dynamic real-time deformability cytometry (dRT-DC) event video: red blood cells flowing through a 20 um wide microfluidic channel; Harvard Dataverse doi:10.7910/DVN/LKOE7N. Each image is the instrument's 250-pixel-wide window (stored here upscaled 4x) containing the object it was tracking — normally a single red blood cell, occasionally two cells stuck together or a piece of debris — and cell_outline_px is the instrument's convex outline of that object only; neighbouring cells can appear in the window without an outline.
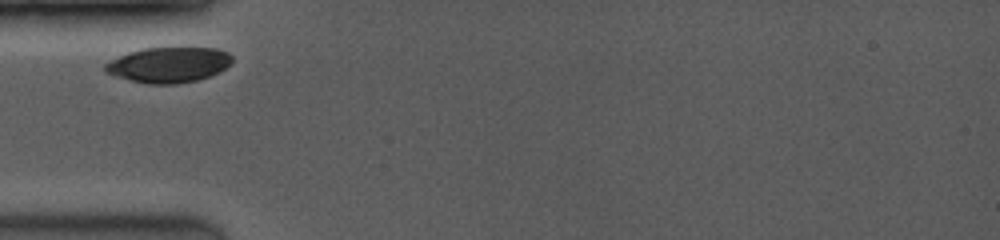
{"species": "common noctule bat (a hibernating species)", "species_latin": "Nyctalus noctula", "temperature_condition": "room temperature", "stored_images_in_passage": 22, "camera_frame_rate_fps": 3500, "um_per_image_px": 0.085, "animal": {"sex": "female", "body_mass_g": 19.0, "forearm_length_mm": 53.3}, "frame": {"image": 1, "passage_image": 1, "time_ms": 0.0, "image_size_px": [1000, 240], "cell_outline_px": [[232, 64], [220, 72], [196, 80], [176, 84], [148, 84], [128, 80], [116, 76], [108, 72], [104, 68], [104, 64], [128, 52], [144, 48], [216, 48], [228, 52], [232, 56]], "centroid_in_image_um": [14.37, 5.51], "position_along_channel_um": 70.6, "area_um2": 26.13}}
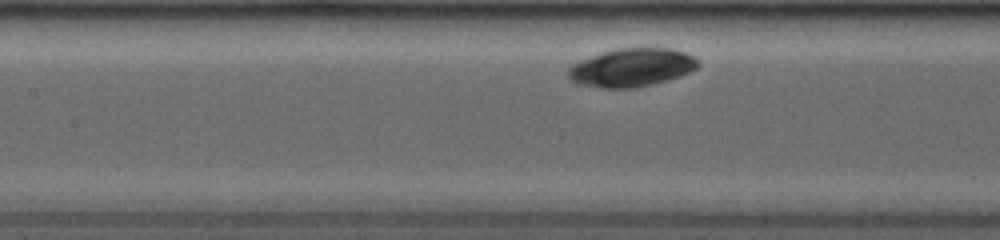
{"frame": {"image": 2, "passage_image": 7, "time_ms": 2.286, "image_size_px": [1000, 240], "cell_outline_px": [[700, 64], [696, 68], [680, 76], [668, 80], [652, 84], [632, 88], [604, 88], [576, 84], [568, 76], [568, 68], [572, 64], [580, 60], [616, 48], [672, 48], [684, 52], [700, 60]], "centroid_in_image_um": [53.69, 5.74], "position_along_channel_um": 153.7, "area_um2": 28.96}}
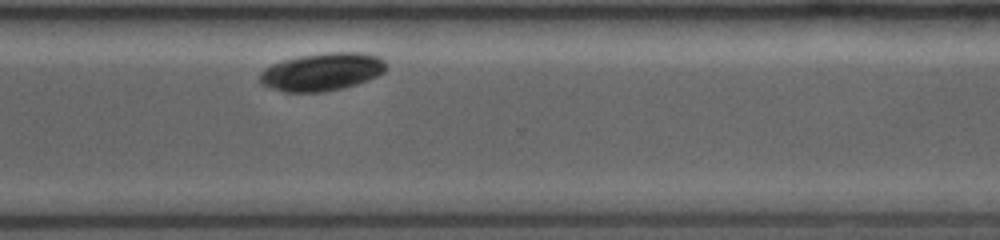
{"frame": {"image": 3, "passage_image": 19, "time_ms": 7.429, "image_size_px": [1000, 240], "cell_outline_px": [[388, 64], [384, 72], [368, 80], [356, 84], [324, 92], [284, 92], [260, 84], [260, 72], [264, 68], [272, 64], [284, 60], [300, 56], [324, 52], [368, 52], [380, 56]], "centroid_in_image_um": [27.4, 6.09], "position_along_channel_um": 343.2, "area_um2": 28.09}}